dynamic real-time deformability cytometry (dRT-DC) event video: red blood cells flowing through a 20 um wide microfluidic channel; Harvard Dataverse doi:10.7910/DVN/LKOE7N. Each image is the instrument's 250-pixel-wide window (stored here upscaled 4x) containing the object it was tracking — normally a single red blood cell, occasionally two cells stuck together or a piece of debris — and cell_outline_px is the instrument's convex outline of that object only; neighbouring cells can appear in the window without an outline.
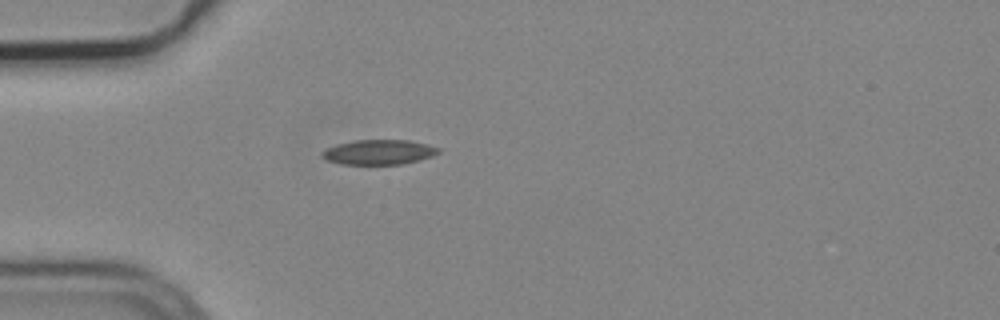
{"species": "common noctule bat (a hibernating species)", "species_latin": "Nyctalus noctula", "temperature_condition": "cold", "stored_images_in_passage": 1, "camera_frame_rate_fps": 3000, "um_per_image_px": 0.085, "animal": {"sex": "male", "body_mass_g": 19.2, "forearm_length_mm": 51.8}, "frame": {"image": 1, "passage_image": 1, "time_ms": 0.0, "image_size_px": [1000, 320], "cell_outline_px": [[440, 152], [432, 156], [404, 164], [340, 164], [328, 160], [320, 156], [320, 152], [336, 144], [352, 140], [408, 140], [428, 144], [440, 148]], "centroid_in_image_um": [32.19, 12.92], "position_along_channel_um": 52.8, "area_um2": 16.94}}